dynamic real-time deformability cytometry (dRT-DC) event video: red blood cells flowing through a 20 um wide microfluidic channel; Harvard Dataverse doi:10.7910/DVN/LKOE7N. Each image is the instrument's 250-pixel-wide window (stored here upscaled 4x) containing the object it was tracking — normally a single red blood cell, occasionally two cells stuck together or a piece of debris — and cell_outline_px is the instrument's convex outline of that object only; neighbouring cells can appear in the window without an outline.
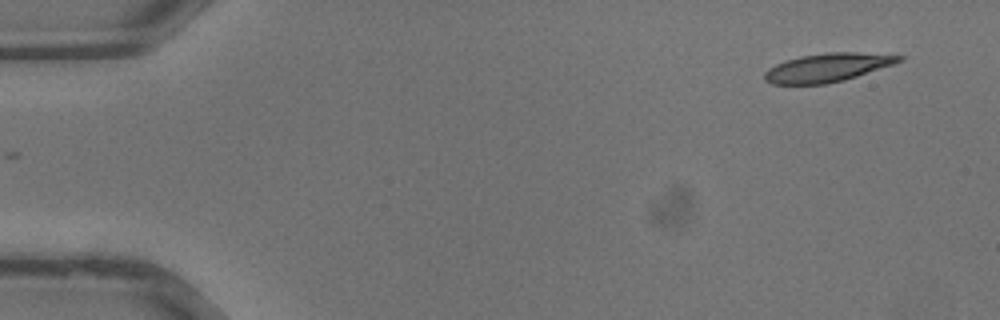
{"species": "common noctule bat (a hibernating species)", "species_latin": "Nyctalus noctula", "temperature_condition": "warm", "stored_images_in_passage": 34, "camera_frame_rate_fps": 3000, "um_per_image_px": 0.085, "animal": {"sex": "male", "body_mass_g": 13.3}, "frame": {"image": 1, "passage_image": 1, "time_ms": 0.0, "image_size_px": [1000, 320], "cell_outline_px": [[904, 60], [896, 64], [844, 80], [828, 84], [772, 84], [764, 80], [764, 72], [768, 68], [784, 60], [800, 56], [828, 52], [856, 52], [904, 56]], "centroid_in_image_um": [70.34, 5.74], "position_along_channel_um": 14.7, "area_um2": 22.54}}
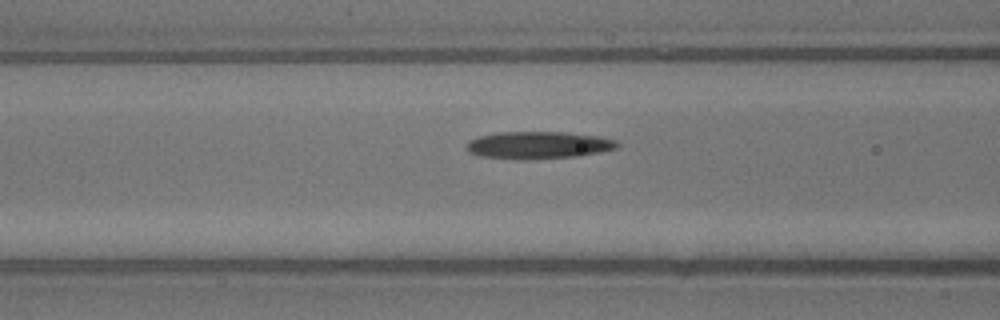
{"frame": {"image": 2, "passage_image": 13, "time_ms": 4.0, "image_size_px": [1000, 320], "cell_outline_px": [[620, 144], [616, 148], [600, 152], [580, 156], [532, 160], [516, 160], [480, 156], [468, 152], [464, 148], [468, 140], [476, 136], [500, 132], [568, 132], [600, 136], [616, 140]], "centroid_in_image_um": [45.72, 12.34], "position_along_channel_um": 120.9, "area_um2": 24.62}}
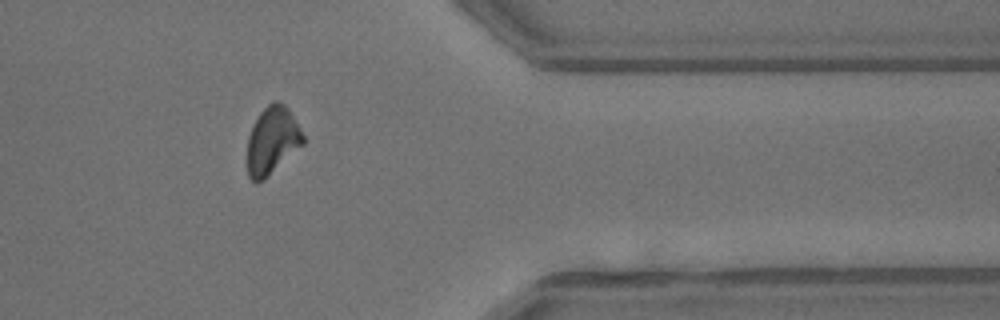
{"frame": {"image": 3, "passage_image": 28, "time_ms": 9.0, "image_size_px": [1000, 320], "cell_outline_px": [[304, 144], [264, 180], [256, 184], [248, 176], [248, 136], [260, 112], [272, 100], [276, 100], [284, 104], [288, 108], [300, 128], [304, 136]], "centroid_in_image_um": [23.15, 11.95], "position_along_channel_um": 388.3, "area_um2": 21.91}}